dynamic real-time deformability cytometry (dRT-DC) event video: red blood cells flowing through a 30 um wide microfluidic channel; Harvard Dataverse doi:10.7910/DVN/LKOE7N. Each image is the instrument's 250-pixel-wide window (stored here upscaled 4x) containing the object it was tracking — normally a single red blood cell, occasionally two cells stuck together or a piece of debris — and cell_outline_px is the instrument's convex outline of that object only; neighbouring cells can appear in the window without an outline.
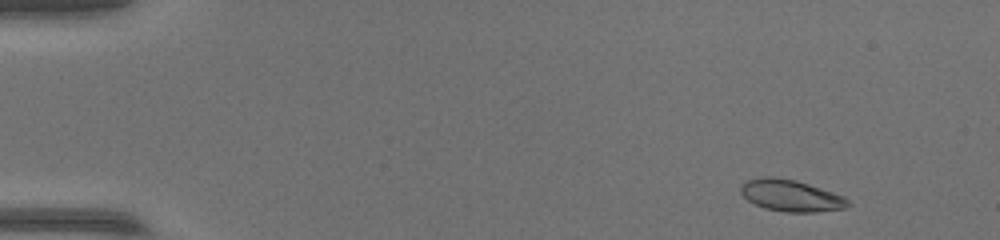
{"species": "common noctule bat (a hibernating species)", "species_latin": "Nyctalus noctula", "temperature_condition": "warm", "stored_images_in_passage": 51, "camera_frame_rate_fps": 3000, "um_per_image_px": 0.085, "animal": {"sex": "female", "body_mass_g": 17.0, "forearm_length_mm": 48.0}, "frame": {"image": 1, "passage_image": 3, "time_ms": 0.667, "image_size_px": [1000, 240], "cell_outline_px": [[852, 204], [844, 208], [812, 212], [784, 212], [764, 208], [748, 200], [740, 192], [740, 184], [744, 180], [760, 176], [772, 176], [796, 180], [844, 196]], "centroid_in_image_um": [67.18, 16.61], "position_along_channel_um": 17.8, "area_um2": 19.88}}
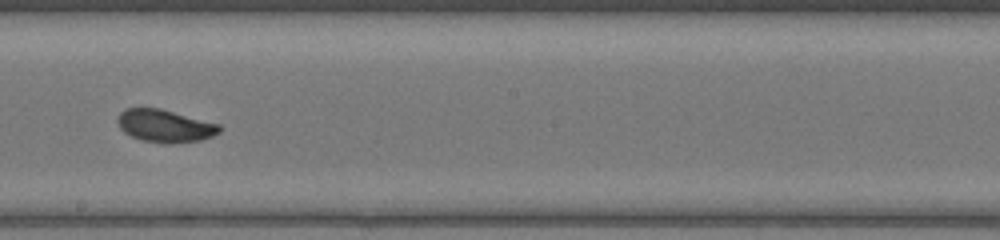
{"frame": {"image": 2, "passage_image": 29, "time_ms": 9.333, "image_size_px": [1000, 240], "cell_outline_px": [[224, 128], [220, 132], [212, 136], [200, 140], [168, 144], [164, 144], [140, 140], [124, 132], [120, 128], [116, 120], [120, 112], [124, 108], [160, 108], [220, 124]], "centroid_in_image_um": [14.02, 10.7], "position_along_channel_um": 234.2, "area_um2": 19.59}}
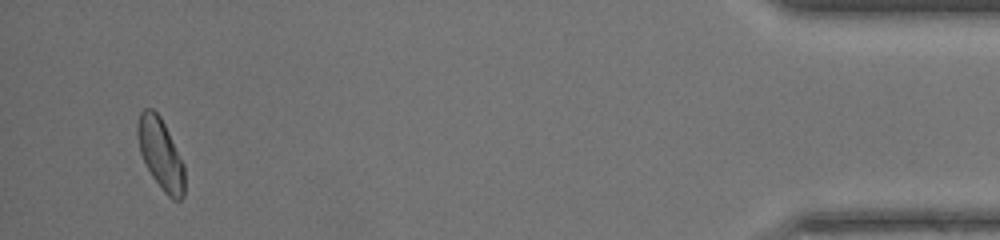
{"frame": {"image": 3, "passage_image": 49, "time_ms": 16.0, "image_size_px": [1000, 240], "cell_outline_px": [[184, 196], [180, 200], [172, 200], [164, 192], [152, 176], [140, 152], [136, 136], [136, 128], [140, 112], [144, 108], [152, 108], [160, 116], [184, 164]], "centroid_in_image_um": [13.64, 13.08], "position_along_channel_um": 421.6, "area_um2": 19.31}}